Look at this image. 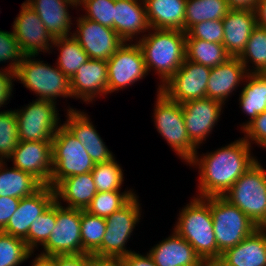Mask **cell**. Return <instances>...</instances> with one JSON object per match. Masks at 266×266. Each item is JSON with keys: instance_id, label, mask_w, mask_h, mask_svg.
<instances>
[{"instance_id": "cell-1", "label": "cell", "mask_w": 266, "mask_h": 266, "mask_svg": "<svg viewBox=\"0 0 266 266\" xmlns=\"http://www.w3.org/2000/svg\"><path fill=\"white\" fill-rule=\"evenodd\" d=\"M242 137L226 146L195 156L187 163L198 168L197 197L223 196L258 160ZM199 154V155H198ZM200 156V157H199Z\"/></svg>"}, {"instance_id": "cell-2", "label": "cell", "mask_w": 266, "mask_h": 266, "mask_svg": "<svg viewBox=\"0 0 266 266\" xmlns=\"http://www.w3.org/2000/svg\"><path fill=\"white\" fill-rule=\"evenodd\" d=\"M147 73L152 70L159 77L161 88L181 67L186 58V32L151 28L137 40Z\"/></svg>"}, {"instance_id": "cell-3", "label": "cell", "mask_w": 266, "mask_h": 266, "mask_svg": "<svg viewBox=\"0 0 266 266\" xmlns=\"http://www.w3.org/2000/svg\"><path fill=\"white\" fill-rule=\"evenodd\" d=\"M177 216L172 230L189 242L206 264L217 262L210 197L193 196Z\"/></svg>"}, {"instance_id": "cell-4", "label": "cell", "mask_w": 266, "mask_h": 266, "mask_svg": "<svg viewBox=\"0 0 266 266\" xmlns=\"http://www.w3.org/2000/svg\"><path fill=\"white\" fill-rule=\"evenodd\" d=\"M35 57L37 55L24 56L15 71V79L35 93L37 99L57 102L58 97L72 98L70 79L56 64L51 66Z\"/></svg>"}, {"instance_id": "cell-5", "label": "cell", "mask_w": 266, "mask_h": 266, "mask_svg": "<svg viewBox=\"0 0 266 266\" xmlns=\"http://www.w3.org/2000/svg\"><path fill=\"white\" fill-rule=\"evenodd\" d=\"M154 126L179 159L186 164L197 153V147L190 141L185 127L181 104L169 99L157 88L153 111Z\"/></svg>"}, {"instance_id": "cell-6", "label": "cell", "mask_w": 266, "mask_h": 266, "mask_svg": "<svg viewBox=\"0 0 266 266\" xmlns=\"http://www.w3.org/2000/svg\"><path fill=\"white\" fill-rule=\"evenodd\" d=\"M258 227L266 221V170L256 161L222 196Z\"/></svg>"}, {"instance_id": "cell-7", "label": "cell", "mask_w": 266, "mask_h": 266, "mask_svg": "<svg viewBox=\"0 0 266 266\" xmlns=\"http://www.w3.org/2000/svg\"><path fill=\"white\" fill-rule=\"evenodd\" d=\"M214 234L217 244V261L228 248L235 247L259 227L237 206L222 196L210 197Z\"/></svg>"}, {"instance_id": "cell-8", "label": "cell", "mask_w": 266, "mask_h": 266, "mask_svg": "<svg viewBox=\"0 0 266 266\" xmlns=\"http://www.w3.org/2000/svg\"><path fill=\"white\" fill-rule=\"evenodd\" d=\"M52 166V188L67 177L91 172L95 166L84 146L63 124L52 139Z\"/></svg>"}, {"instance_id": "cell-9", "label": "cell", "mask_w": 266, "mask_h": 266, "mask_svg": "<svg viewBox=\"0 0 266 266\" xmlns=\"http://www.w3.org/2000/svg\"><path fill=\"white\" fill-rule=\"evenodd\" d=\"M142 207L137 194L120 210L105 218L106 230L101 246L92 254L122 258L132 252L125 246L141 220Z\"/></svg>"}, {"instance_id": "cell-10", "label": "cell", "mask_w": 266, "mask_h": 266, "mask_svg": "<svg viewBox=\"0 0 266 266\" xmlns=\"http://www.w3.org/2000/svg\"><path fill=\"white\" fill-rule=\"evenodd\" d=\"M56 103L35 99L21 109H14L19 141H52L62 125Z\"/></svg>"}, {"instance_id": "cell-11", "label": "cell", "mask_w": 266, "mask_h": 266, "mask_svg": "<svg viewBox=\"0 0 266 266\" xmlns=\"http://www.w3.org/2000/svg\"><path fill=\"white\" fill-rule=\"evenodd\" d=\"M56 202V225L40 255L82 254L81 209L67 208Z\"/></svg>"}, {"instance_id": "cell-12", "label": "cell", "mask_w": 266, "mask_h": 266, "mask_svg": "<svg viewBox=\"0 0 266 266\" xmlns=\"http://www.w3.org/2000/svg\"><path fill=\"white\" fill-rule=\"evenodd\" d=\"M108 95L128 88L148 73L144 56L137 42H125L107 61Z\"/></svg>"}, {"instance_id": "cell-13", "label": "cell", "mask_w": 266, "mask_h": 266, "mask_svg": "<svg viewBox=\"0 0 266 266\" xmlns=\"http://www.w3.org/2000/svg\"><path fill=\"white\" fill-rule=\"evenodd\" d=\"M76 18V31H72V36L88 54L89 59L108 61L125 43L114 29L85 18L83 14Z\"/></svg>"}, {"instance_id": "cell-14", "label": "cell", "mask_w": 266, "mask_h": 266, "mask_svg": "<svg viewBox=\"0 0 266 266\" xmlns=\"http://www.w3.org/2000/svg\"><path fill=\"white\" fill-rule=\"evenodd\" d=\"M211 68L185 58L176 73L160 88L169 99L183 104L190 100L206 98Z\"/></svg>"}, {"instance_id": "cell-15", "label": "cell", "mask_w": 266, "mask_h": 266, "mask_svg": "<svg viewBox=\"0 0 266 266\" xmlns=\"http://www.w3.org/2000/svg\"><path fill=\"white\" fill-rule=\"evenodd\" d=\"M13 22V34L25 56L52 53L54 38L49 34L38 14L25 1Z\"/></svg>"}, {"instance_id": "cell-16", "label": "cell", "mask_w": 266, "mask_h": 266, "mask_svg": "<svg viewBox=\"0 0 266 266\" xmlns=\"http://www.w3.org/2000/svg\"><path fill=\"white\" fill-rule=\"evenodd\" d=\"M181 106L188 137L199 149L218 124L225 106L210 98L190 100Z\"/></svg>"}, {"instance_id": "cell-17", "label": "cell", "mask_w": 266, "mask_h": 266, "mask_svg": "<svg viewBox=\"0 0 266 266\" xmlns=\"http://www.w3.org/2000/svg\"><path fill=\"white\" fill-rule=\"evenodd\" d=\"M12 166L30 173L44 186H50L52 176V141H19L7 159Z\"/></svg>"}, {"instance_id": "cell-18", "label": "cell", "mask_w": 266, "mask_h": 266, "mask_svg": "<svg viewBox=\"0 0 266 266\" xmlns=\"http://www.w3.org/2000/svg\"><path fill=\"white\" fill-rule=\"evenodd\" d=\"M70 88L72 98L86 104L93 103L99 96L104 98L108 95L107 61L89 59L70 79Z\"/></svg>"}, {"instance_id": "cell-19", "label": "cell", "mask_w": 266, "mask_h": 266, "mask_svg": "<svg viewBox=\"0 0 266 266\" xmlns=\"http://www.w3.org/2000/svg\"><path fill=\"white\" fill-rule=\"evenodd\" d=\"M54 202L55 191L50 186H43L34 195L21 198L15 213L1 231L24 240L33 221Z\"/></svg>"}, {"instance_id": "cell-20", "label": "cell", "mask_w": 266, "mask_h": 266, "mask_svg": "<svg viewBox=\"0 0 266 266\" xmlns=\"http://www.w3.org/2000/svg\"><path fill=\"white\" fill-rule=\"evenodd\" d=\"M150 29L144 0H115L114 30L124 42H137Z\"/></svg>"}, {"instance_id": "cell-21", "label": "cell", "mask_w": 266, "mask_h": 266, "mask_svg": "<svg viewBox=\"0 0 266 266\" xmlns=\"http://www.w3.org/2000/svg\"><path fill=\"white\" fill-rule=\"evenodd\" d=\"M248 72L238 57H230L223 64L211 68L207 83L206 98L217 100L225 105L228 97L234 94L245 81ZM226 101V102H225Z\"/></svg>"}, {"instance_id": "cell-22", "label": "cell", "mask_w": 266, "mask_h": 266, "mask_svg": "<svg viewBox=\"0 0 266 266\" xmlns=\"http://www.w3.org/2000/svg\"><path fill=\"white\" fill-rule=\"evenodd\" d=\"M148 253L157 266H207L193 246L174 230Z\"/></svg>"}, {"instance_id": "cell-23", "label": "cell", "mask_w": 266, "mask_h": 266, "mask_svg": "<svg viewBox=\"0 0 266 266\" xmlns=\"http://www.w3.org/2000/svg\"><path fill=\"white\" fill-rule=\"evenodd\" d=\"M224 26L223 46L230 57H239L257 26L256 12L230 9L222 19Z\"/></svg>"}, {"instance_id": "cell-24", "label": "cell", "mask_w": 266, "mask_h": 266, "mask_svg": "<svg viewBox=\"0 0 266 266\" xmlns=\"http://www.w3.org/2000/svg\"><path fill=\"white\" fill-rule=\"evenodd\" d=\"M25 2L38 14L53 38L72 35L70 30L75 23H72L69 9L72 7L73 10L78 7L77 5L68 0H26Z\"/></svg>"}, {"instance_id": "cell-25", "label": "cell", "mask_w": 266, "mask_h": 266, "mask_svg": "<svg viewBox=\"0 0 266 266\" xmlns=\"http://www.w3.org/2000/svg\"><path fill=\"white\" fill-rule=\"evenodd\" d=\"M221 266H266V229L258 228L217 261Z\"/></svg>"}, {"instance_id": "cell-26", "label": "cell", "mask_w": 266, "mask_h": 266, "mask_svg": "<svg viewBox=\"0 0 266 266\" xmlns=\"http://www.w3.org/2000/svg\"><path fill=\"white\" fill-rule=\"evenodd\" d=\"M55 201L64 207L86 210L97 193L91 172L61 180L55 187ZM67 205V206H66Z\"/></svg>"}, {"instance_id": "cell-27", "label": "cell", "mask_w": 266, "mask_h": 266, "mask_svg": "<svg viewBox=\"0 0 266 266\" xmlns=\"http://www.w3.org/2000/svg\"><path fill=\"white\" fill-rule=\"evenodd\" d=\"M187 0H144L150 28L185 32Z\"/></svg>"}, {"instance_id": "cell-28", "label": "cell", "mask_w": 266, "mask_h": 266, "mask_svg": "<svg viewBox=\"0 0 266 266\" xmlns=\"http://www.w3.org/2000/svg\"><path fill=\"white\" fill-rule=\"evenodd\" d=\"M239 94V107L249 119L243 122L241 131L250 124L258 114L266 111V75L264 73H248Z\"/></svg>"}, {"instance_id": "cell-29", "label": "cell", "mask_w": 266, "mask_h": 266, "mask_svg": "<svg viewBox=\"0 0 266 266\" xmlns=\"http://www.w3.org/2000/svg\"><path fill=\"white\" fill-rule=\"evenodd\" d=\"M6 162L0 161V197L21 199L34 195L44 186L30 173L13 166L7 167Z\"/></svg>"}, {"instance_id": "cell-30", "label": "cell", "mask_w": 266, "mask_h": 266, "mask_svg": "<svg viewBox=\"0 0 266 266\" xmlns=\"http://www.w3.org/2000/svg\"><path fill=\"white\" fill-rule=\"evenodd\" d=\"M54 48L59 52L56 66L69 79L89 60L88 54L72 35L54 38L52 49Z\"/></svg>"}, {"instance_id": "cell-31", "label": "cell", "mask_w": 266, "mask_h": 266, "mask_svg": "<svg viewBox=\"0 0 266 266\" xmlns=\"http://www.w3.org/2000/svg\"><path fill=\"white\" fill-rule=\"evenodd\" d=\"M229 10L226 0H187L185 32L199 22L223 19Z\"/></svg>"}, {"instance_id": "cell-32", "label": "cell", "mask_w": 266, "mask_h": 266, "mask_svg": "<svg viewBox=\"0 0 266 266\" xmlns=\"http://www.w3.org/2000/svg\"><path fill=\"white\" fill-rule=\"evenodd\" d=\"M230 56L223 44L186 39V59L209 68L223 64Z\"/></svg>"}, {"instance_id": "cell-33", "label": "cell", "mask_w": 266, "mask_h": 266, "mask_svg": "<svg viewBox=\"0 0 266 266\" xmlns=\"http://www.w3.org/2000/svg\"><path fill=\"white\" fill-rule=\"evenodd\" d=\"M238 58L248 73H266V28L257 25L253 29Z\"/></svg>"}, {"instance_id": "cell-34", "label": "cell", "mask_w": 266, "mask_h": 266, "mask_svg": "<svg viewBox=\"0 0 266 266\" xmlns=\"http://www.w3.org/2000/svg\"><path fill=\"white\" fill-rule=\"evenodd\" d=\"M65 111H67L66 121L63 125L80 141L82 146L83 144L105 143L87 113L71 106Z\"/></svg>"}, {"instance_id": "cell-35", "label": "cell", "mask_w": 266, "mask_h": 266, "mask_svg": "<svg viewBox=\"0 0 266 266\" xmlns=\"http://www.w3.org/2000/svg\"><path fill=\"white\" fill-rule=\"evenodd\" d=\"M135 195L132 189H127L123 192H97L90 205L86 208V211L90 214L107 218L125 206Z\"/></svg>"}, {"instance_id": "cell-36", "label": "cell", "mask_w": 266, "mask_h": 266, "mask_svg": "<svg viewBox=\"0 0 266 266\" xmlns=\"http://www.w3.org/2000/svg\"><path fill=\"white\" fill-rule=\"evenodd\" d=\"M124 170L113 158L107 162L95 163L91 174L97 192L121 191L124 182Z\"/></svg>"}, {"instance_id": "cell-37", "label": "cell", "mask_w": 266, "mask_h": 266, "mask_svg": "<svg viewBox=\"0 0 266 266\" xmlns=\"http://www.w3.org/2000/svg\"><path fill=\"white\" fill-rule=\"evenodd\" d=\"M81 241L82 253L93 254L102 243L106 230L105 218L81 210Z\"/></svg>"}, {"instance_id": "cell-38", "label": "cell", "mask_w": 266, "mask_h": 266, "mask_svg": "<svg viewBox=\"0 0 266 266\" xmlns=\"http://www.w3.org/2000/svg\"><path fill=\"white\" fill-rule=\"evenodd\" d=\"M55 225L56 201L30 225L28 236L24 240L32 253L47 242Z\"/></svg>"}, {"instance_id": "cell-39", "label": "cell", "mask_w": 266, "mask_h": 266, "mask_svg": "<svg viewBox=\"0 0 266 266\" xmlns=\"http://www.w3.org/2000/svg\"><path fill=\"white\" fill-rule=\"evenodd\" d=\"M32 254L25 240L0 231V266H19Z\"/></svg>"}, {"instance_id": "cell-40", "label": "cell", "mask_w": 266, "mask_h": 266, "mask_svg": "<svg viewBox=\"0 0 266 266\" xmlns=\"http://www.w3.org/2000/svg\"><path fill=\"white\" fill-rule=\"evenodd\" d=\"M18 127L15 110L0 111V161L7 159L18 146Z\"/></svg>"}, {"instance_id": "cell-41", "label": "cell", "mask_w": 266, "mask_h": 266, "mask_svg": "<svg viewBox=\"0 0 266 266\" xmlns=\"http://www.w3.org/2000/svg\"><path fill=\"white\" fill-rule=\"evenodd\" d=\"M114 6L115 0H82L78 8L85 10V18L114 29Z\"/></svg>"}, {"instance_id": "cell-42", "label": "cell", "mask_w": 266, "mask_h": 266, "mask_svg": "<svg viewBox=\"0 0 266 266\" xmlns=\"http://www.w3.org/2000/svg\"><path fill=\"white\" fill-rule=\"evenodd\" d=\"M24 56L13 31L0 30V64L9 63L4 71L15 72Z\"/></svg>"}, {"instance_id": "cell-43", "label": "cell", "mask_w": 266, "mask_h": 266, "mask_svg": "<svg viewBox=\"0 0 266 266\" xmlns=\"http://www.w3.org/2000/svg\"><path fill=\"white\" fill-rule=\"evenodd\" d=\"M223 37L222 19L199 22L186 32V39H200L219 44L223 43Z\"/></svg>"}, {"instance_id": "cell-44", "label": "cell", "mask_w": 266, "mask_h": 266, "mask_svg": "<svg viewBox=\"0 0 266 266\" xmlns=\"http://www.w3.org/2000/svg\"><path fill=\"white\" fill-rule=\"evenodd\" d=\"M244 139L251 144H256L263 149H266V111L258 116L248 124L243 130Z\"/></svg>"}, {"instance_id": "cell-45", "label": "cell", "mask_w": 266, "mask_h": 266, "mask_svg": "<svg viewBox=\"0 0 266 266\" xmlns=\"http://www.w3.org/2000/svg\"><path fill=\"white\" fill-rule=\"evenodd\" d=\"M15 72L4 71V67L0 69V110L1 107L7 105L11 100L14 81H15ZM8 101V103H7Z\"/></svg>"}, {"instance_id": "cell-46", "label": "cell", "mask_w": 266, "mask_h": 266, "mask_svg": "<svg viewBox=\"0 0 266 266\" xmlns=\"http://www.w3.org/2000/svg\"><path fill=\"white\" fill-rule=\"evenodd\" d=\"M83 146L94 163L107 162L115 158V154L108 149L105 143L83 144Z\"/></svg>"}, {"instance_id": "cell-47", "label": "cell", "mask_w": 266, "mask_h": 266, "mask_svg": "<svg viewBox=\"0 0 266 266\" xmlns=\"http://www.w3.org/2000/svg\"><path fill=\"white\" fill-rule=\"evenodd\" d=\"M20 199L13 197H0V231L7 225L11 216L15 213Z\"/></svg>"}, {"instance_id": "cell-48", "label": "cell", "mask_w": 266, "mask_h": 266, "mask_svg": "<svg viewBox=\"0 0 266 266\" xmlns=\"http://www.w3.org/2000/svg\"><path fill=\"white\" fill-rule=\"evenodd\" d=\"M53 266H88V253L52 256Z\"/></svg>"}, {"instance_id": "cell-49", "label": "cell", "mask_w": 266, "mask_h": 266, "mask_svg": "<svg viewBox=\"0 0 266 266\" xmlns=\"http://www.w3.org/2000/svg\"><path fill=\"white\" fill-rule=\"evenodd\" d=\"M124 266H157L151 255L147 252L146 254H141L135 252L134 250L121 258Z\"/></svg>"}, {"instance_id": "cell-50", "label": "cell", "mask_w": 266, "mask_h": 266, "mask_svg": "<svg viewBox=\"0 0 266 266\" xmlns=\"http://www.w3.org/2000/svg\"><path fill=\"white\" fill-rule=\"evenodd\" d=\"M88 266H124L121 258L98 257L89 254Z\"/></svg>"}, {"instance_id": "cell-51", "label": "cell", "mask_w": 266, "mask_h": 266, "mask_svg": "<svg viewBox=\"0 0 266 266\" xmlns=\"http://www.w3.org/2000/svg\"><path fill=\"white\" fill-rule=\"evenodd\" d=\"M229 9L255 11L260 0H226Z\"/></svg>"}, {"instance_id": "cell-52", "label": "cell", "mask_w": 266, "mask_h": 266, "mask_svg": "<svg viewBox=\"0 0 266 266\" xmlns=\"http://www.w3.org/2000/svg\"><path fill=\"white\" fill-rule=\"evenodd\" d=\"M257 25L266 28V0H260L255 10Z\"/></svg>"}, {"instance_id": "cell-53", "label": "cell", "mask_w": 266, "mask_h": 266, "mask_svg": "<svg viewBox=\"0 0 266 266\" xmlns=\"http://www.w3.org/2000/svg\"><path fill=\"white\" fill-rule=\"evenodd\" d=\"M37 256L32 259L31 266H53L52 258L36 253Z\"/></svg>"}, {"instance_id": "cell-54", "label": "cell", "mask_w": 266, "mask_h": 266, "mask_svg": "<svg viewBox=\"0 0 266 266\" xmlns=\"http://www.w3.org/2000/svg\"><path fill=\"white\" fill-rule=\"evenodd\" d=\"M68 1H71L72 3H74L77 6H79L80 3L82 2V0H68Z\"/></svg>"}, {"instance_id": "cell-55", "label": "cell", "mask_w": 266, "mask_h": 266, "mask_svg": "<svg viewBox=\"0 0 266 266\" xmlns=\"http://www.w3.org/2000/svg\"><path fill=\"white\" fill-rule=\"evenodd\" d=\"M207 266H221V265L218 262H213V263L207 264Z\"/></svg>"}, {"instance_id": "cell-56", "label": "cell", "mask_w": 266, "mask_h": 266, "mask_svg": "<svg viewBox=\"0 0 266 266\" xmlns=\"http://www.w3.org/2000/svg\"><path fill=\"white\" fill-rule=\"evenodd\" d=\"M260 228L266 229V221L260 226Z\"/></svg>"}]
</instances>
